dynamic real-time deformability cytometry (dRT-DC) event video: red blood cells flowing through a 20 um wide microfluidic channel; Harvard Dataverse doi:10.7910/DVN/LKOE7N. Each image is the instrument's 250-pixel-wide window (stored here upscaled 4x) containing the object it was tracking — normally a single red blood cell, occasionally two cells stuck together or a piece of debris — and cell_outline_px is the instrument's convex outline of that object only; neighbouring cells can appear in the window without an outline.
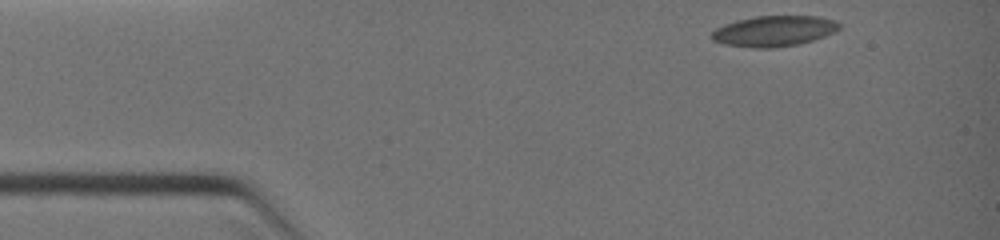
{"species": "common noctule bat (a hibernating species)", "species_latin": "Nyctalus noctula", "temperature_condition": "warm", "stored_images_in_passage": 37, "camera_frame_rate_fps": 3000, "um_per_image_px": 0.085, "animal": {"sex": "female", "body_mass_g": 19.0, "forearm_length_mm": 51.5}, "frame": {"image": 1, "passage_image": 1, "time_ms": 0.0, "image_size_px": [1000, 240], "cell_outline_px": [[840, 28], [824, 36], [800, 44], [772, 48], [752, 48], [724, 44], [712, 40], [712, 32], [716, 28], [724, 24], [736, 20], [756, 16], [820, 16], [836, 20], [840, 24]], "centroid_in_image_um": [65.78, 2.64], "position_along_channel_um": 19.2, "area_um2": 22.83}}
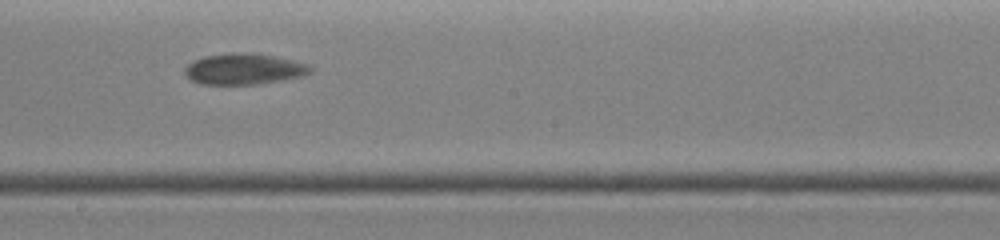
{"frame": {"image": 2, "passage_image": 21, "time_ms": 5.667, "image_size_px": [1000, 240], "cell_outline_px": [[312, 72], [304, 76], [284, 80], [256, 84], [200, 84], [188, 80], [184, 72], [184, 68], [192, 60], [204, 56], [232, 52], [252, 52], [276, 56], [296, 60], [308, 64], [312, 68]], "centroid_in_image_um": [20.74, 5.85], "position_along_channel_um": 227.5, "area_um2": 23.24}}
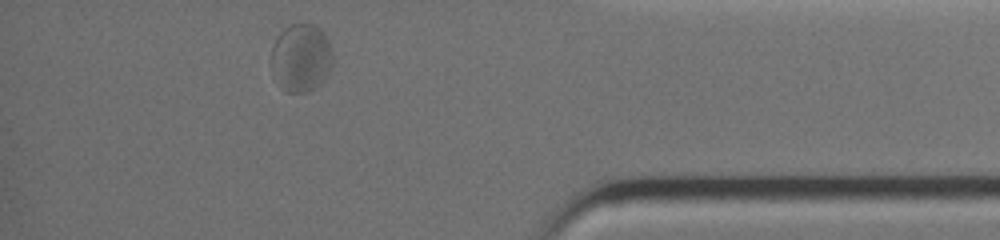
{"frame": {"image": 3, "passage_image": 37, "time_ms": 9.667, "image_size_px": [1000, 240], "cell_outline_px": [[332, 68], [328, 76], [316, 88], [308, 92], [284, 92], [272, 76], [268, 64], [268, 60], [272, 44], [276, 36], [284, 28], [292, 24], [312, 24], [320, 28], [324, 32], [328, 40], [332, 52]], "centroid_in_image_um": [25.53, 4.94], "position_along_channel_um": 409.7, "area_um2": 25.43}}